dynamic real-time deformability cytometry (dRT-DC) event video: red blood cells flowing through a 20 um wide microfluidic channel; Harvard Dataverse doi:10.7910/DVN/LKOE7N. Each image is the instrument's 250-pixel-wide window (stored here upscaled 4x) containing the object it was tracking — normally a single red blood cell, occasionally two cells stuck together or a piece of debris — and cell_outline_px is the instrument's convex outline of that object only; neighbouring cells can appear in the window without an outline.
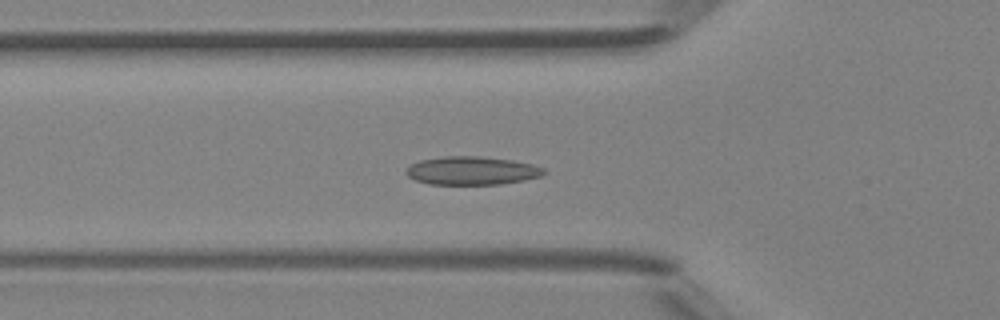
{"species": "Egyptian fruit bat (a non-hibernating species)", "species_latin": "Rousettus aegyptiacus", "temperature_condition": "room temperature", "stored_images_in_passage": 33, "camera_frame_rate_fps": 3000, "um_per_image_px": 0.085, "animal": {"sex": "female"}, "frame": {"image": 1, "passage_image": 2, "time_ms": 0.333, "image_size_px": [1000, 320], "cell_outline_px": [[548, 172], [540, 176], [524, 180], [500, 184], [428, 184], [416, 180], [408, 176], [404, 172], [412, 164], [420, 160], [444, 156], [480, 156], [512, 160], [532, 164], [544, 168]], "centroid_in_image_um": [40.12, 14.5], "position_along_channel_um": 85.7, "area_um2": 22.72}}
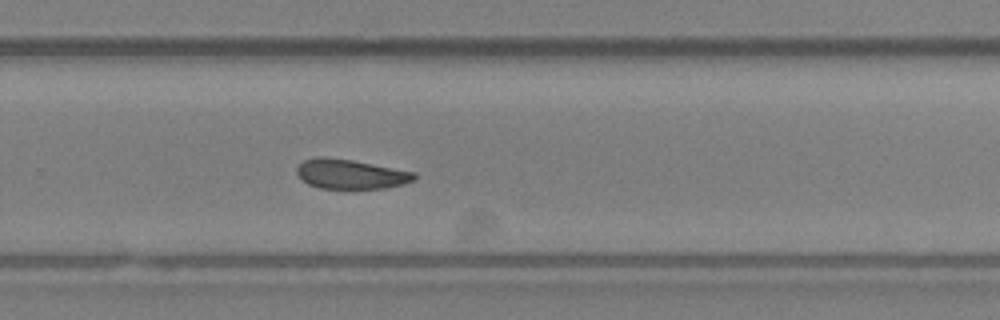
{"frame": {"image": 2, "passage_image": 17, "time_ms": 5.333, "image_size_px": [1000, 320], "cell_outline_px": [[416, 180], [404, 184], [388, 188], [320, 188], [308, 184], [296, 172], [296, 168], [304, 160], [316, 156], [320, 156], [352, 160], [416, 172]], "centroid_in_image_um": [29.84, 14.79], "position_along_channel_um": 300.0, "area_um2": 20.23}}
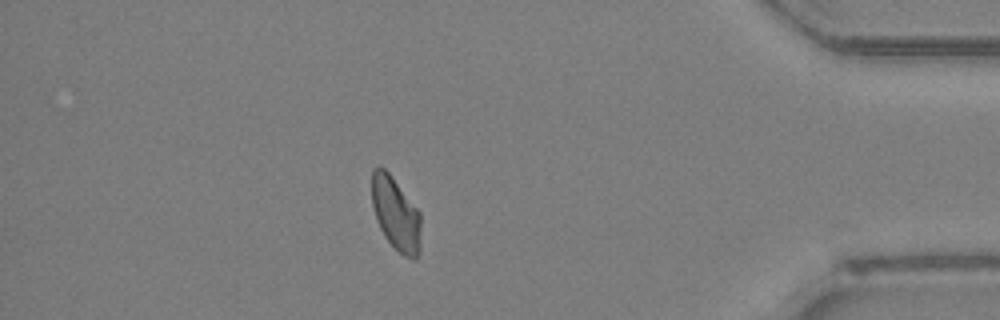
{"frame": {"image": 3, "passage_image": 27, "time_ms": 8.667, "image_size_px": [1000, 320], "cell_outline_px": [[420, 252], [412, 260], [404, 256], [384, 236], [376, 220], [372, 204], [372, 168], [380, 164], [388, 172], [420, 212]], "centroid_in_image_um": [33.63, 18.15], "position_along_channel_um": 401.6, "area_um2": 20.87}}